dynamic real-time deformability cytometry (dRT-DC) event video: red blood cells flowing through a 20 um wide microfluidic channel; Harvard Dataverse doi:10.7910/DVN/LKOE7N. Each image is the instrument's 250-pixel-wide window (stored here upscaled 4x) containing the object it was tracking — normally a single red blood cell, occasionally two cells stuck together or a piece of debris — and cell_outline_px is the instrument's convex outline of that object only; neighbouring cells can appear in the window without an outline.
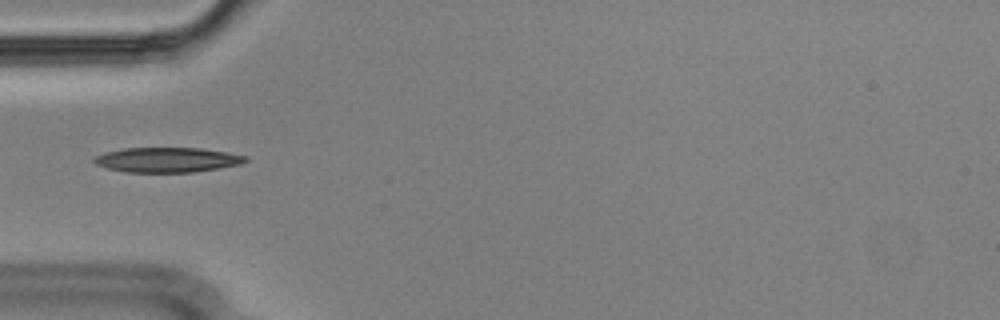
{"species": "Egyptian fruit bat (a non-hibernating species)", "species_latin": "Rousettus aegyptiacus", "temperature_condition": "cold", "stored_images_in_passage": 8, "camera_frame_rate_fps": 3000, "um_per_image_px": 0.085, "animal": {"sex": "male"}, "frame": {"image": 1, "passage_image": 1, "time_ms": 0.0, "image_size_px": [1000, 320], "cell_outline_px": [[248, 160], [240, 164], [192, 172], [128, 172], [108, 168], [96, 164], [92, 160], [96, 156], [104, 152], [124, 148], [200, 148], [228, 152], [244, 156]], "centroid_in_image_um": [14.18, 13.58], "position_along_channel_um": 70.8, "area_um2": 21.68}}
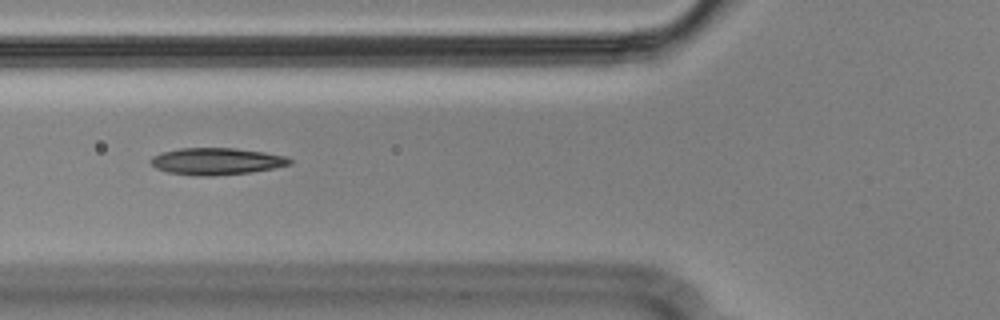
{"frame": {"image": 2, "passage_image": 4, "time_ms": 1.0, "image_size_px": [1000, 320], "cell_outline_px": [[292, 164], [272, 168], [248, 172], [212, 176], [204, 176], [168, 172], [156, 168], [148, 160], [152, 156], [160, 152], [180, 148], [236, 148], [264, 152], [288, 156], [292, 160]], "centroid_in_image_um": [18.39, 13.69], "position_along_channel_um": 107.4, "area_um2": 21.73}}